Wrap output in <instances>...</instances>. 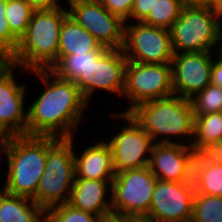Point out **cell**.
I'll return each mask as SVG.
<instances>
[{
  "label": "cell",
  "instance_id": "cell-25",
  "mask_svg": "<svg viewBox=\"0 0 222 222\" xmlns=\"http://www.w3.org/2000/svg\"><path fill=\"white\" fill-rule=\"evenodd\" d=\"M183 9L181 0H157L144 24L170 29Z\"/></svg>",
  "mask_w": 222,
  "mask_h": 222
},
{
  "label": "cell",
  "instance_id": "cell-35",
  "mask_svg": "<svg viewBox=\"0 0 222 222\" xmlns=\"http://www.w3.org/2000/svg\"><path fill=\"white\" fill-rule=\"evenodd\" d=\"M35 10L43 9H60L63 5L60 4L59 0H28ZM62 5V6H61Z\"/></svg>",
  "mask_w": 222,
  "mask_h": 222
},
{
  "label": "cell",
  "instance_id": "cell-2",
  "mask_svg": "<svg viewBox=\"0 0 222 222\" xmlns=\"http://www.w3.org/2000/svg\"><path fill=\"white\" fill-rule=\"evenodd\" d=\"M68 10H34L25 35L9 63L20 68L21 72L52 69L58 63L59 36L62 23Z\"/></svg>",
  "mask_w": 222,
  "mask_h": 222
},
{
  "label": "cell",
  "instance_id": "cell-27",
  "mask_svg": "<svg viewBox=\"0 0 222 222\" xmlns=\"http://www.w3.org/2000/svg\"><path fill=\"white\" fill-rule=\"evenodd\" d=\"M189 100L194 117L202 114L222 112V88L211 83Z\"/></svg>",
  "mask_w": 222,
  "mask_h": 222
},
{
  "label": "cell",
  "instance_id": "cell-39",
  "mask_svg": "<svg viewBox=\"0 0 222 222\" xmlns=\"http://www.w3.org/2000/svg\"><path fill=\"white\" fill-rule=\"evenodd\" d=\"M216 49H217V51L216 52L214 51V53H216L217 57L222 60V31H221V33L219 35V39H218V43H217Z\"/></svg>",
  "mask_w": 222,
  "mask_h": 222
},
{
  "label": "cell",
  "instance_id": "cell-3",
  "mask_svg": "<svg viewBox=\"0 0 222 222\" xmlns=\"http://www.w3.org/2000/svg\"><path fill=\"white\" fill-rule=\"evenodd\" d=\"M129 114L149 134L154 143H178L179 141L180 144L185 143V145L192 143L194 114L188 99L173 94L141 103Z\"/></svg>",
  "mask_w": 222,
  "mask_h": 222
},
{
  "label": "cell",
  "instance_id": "cell-28",
  "mask_svg": "<svg viewBox=\"0 0 222 222\" xmlns=\"http://www.w3.org/2000/svg\"><path fill=\"white\" fill-rule=\"evenodd\" d=\"M46 222H104L100 217L76 209L68 203L45 210Z\"/></svg>",
  "mask_w": 222,
  "mask_h": 222
},
{
  "label": "cell",
  "instance_id": "cell-40",
  "mask_svg": "<svg viewBox=\"0 0 222 222\" xmlns=\"http://www.w3.org/2000/svg\"><path fill=\"white\" fill-rule=\"evenodd\" d=\"M9 63V59L0 52V70Z\"/></svg>",
  "mask_w": 222,
  "mask_h": 222
},
{
  "label": "cell",
  "instance_id": "cell-21",
  "mask_svg": "<svg viewBox=\"0 0 222 222\" xmlns=\"http://www.w3.org/2000/svg\"><path fill=\"white\" fill-rule=\"evenodd\" d=\"M209 158L205 149L191 147L187 151L185 169L178 183L193 200L203 194L201 176Z\"/></svg>",
  "mask_w": 222,
  "mask_h": 222
},
{
  "label": "cell",
  "instance_id": "cell-15",
  "mask_svg": "<svg viewBox=\"0 0 222 222\" xmlns=\"http://www.w3.org/2000/svg\"><path fill=\"white\" fill-rule=\"evenodd\" d=\"M193 199L178 182L156 180L148 218L158 222H191Z\"/></svg>",
  "mask_w": 222,
  "mask_h": 222
},
{
  "label": "cell",
  "instance_id": "cell-5",
  "mask_svg": "<svg viewBox=\"0 0 222 222\" xmlns=\"http://www.w3.org/2000/svg\"><path fill=\"white\" fill-rule=\"evenodd\" d=\"M74 137H48L44 172L32 200L44 211L68 203L75 181Z\"/></svg>",
  "mask_w": 222,
  "mask_h": 222
},
{
  "label": "cell",
  "instance_id": "cell-10",
  "mask_svg": "<svg viewBox=\"0 0 222 222\" xmlns=\"http://www.w3.org/2000/svg\"><path fill=\"white\" fill-rule=\"evenodd\" d=\"M123 52L128 61L171 64L174 52L170 30L143 22H125Z\"/></svg>",
  "mask_w": 222,
  "mask_h": 222
},
{
  "label": "cell",
  "instance_id": "cell-37",
  "mask_svg": "<svg viewBox=\"0 0 222 222\" xmlns=\"http://www.w3.org/2000/svg\"><path fill=\"white\" fill-rule=\"evenodd\" d=\"M11 138L12 136L10 134L0 130V160H2L3 154L6 155Z\"/></svg>",
  "mask_w": 222,
  "mask_h": 222
},
{
  "label": "cell",
  "instance_id": "cell-14",
  "mask_svg": "<svg viewBox=\"0 0 222 222\" xmlns=\"http://www.w3.org/2000/svg\"><path fill=\"white\" fill-rule=\"evenodd\" d=\"M16 68L8 63L0 70V130L11 136H23L27 126V87L15 81L13 70Z\"/></svg>",
  "mask_w": 222,
  "mask_h": 222
},
{
  "label": "cell",
  "instance_id": "cell-4",
  "mask_svg": "<svg viewBox=\"0 0 222 222\" xmlns=\"http://www.w3.org/2000/svg\"><path fill=\"white\" fill-rule=\"evenodd\" d=\"M47 152L48 137L12 136L5 157L7 173L2 189L32 199L45 169Z\"/></svg>",
  "mask_w": 222,
  "mask_h": 222
},
{
  "label": "cell",
  "instance_id": "cell-16",
  "mask_svg": "<svg viewBox=\"0 0 222 222\" xmlns=\"http://www.w3.org/2000/svg\"><path fill=\"white\" fill-rule=\"evenodd\" d=\"M111 182L112 180L75 179L68 204L94 214L104 222L112 220L109 199L111 198Z\"/></svg>",
  "mask_w": 222,
  "mask_h": 222
},
{
  "label": "cell",
  "instance_id": "cell-19",
  "mask_svg": "<svg viewBox=\"0 0 222 222\" xmlns=\"http://www.w3.org/2000/svg\"><path fill=\"white\" fill-rule=\"evenodd\" d=\"M106 49L73 18L69 15L65 17L59 36L58 62L65 56L105 51Z\"/></svg>",
  "mask_w": 222,
  "mask_h": 222
},
{
  "label": "cell",
  "instance_id": "cell-13",
  "mask_svg": "<svg viewBox=\"0 0 222 222\" xmlns=\"http://www.w3.org/2000/svg\"><path fill=\"white\" fill-rule=\"evenodd\" d=\"M212 52L175 53L171 61L175 95L191 99L211 82Z\"/></svg>",
  "mask_w": 222,
  "mask_h": 222
},
{
  "label": "cell",
  "instance_id": "cell-24",
  "mask_svg": "<svg viewBox=\"0 0 222 222\" xmlns=\"http://www.w3.org/2000/svg\"><path fill=\"white\" fill-rule=\"evenodd\" d=\"M34 10L28 0H6V20L11 33L18 40L25 35Z\"/></svg>",
  "mask_w": 222,
  "mask_h": 222
},
{
  "label": "cell",
  "instance_id": "cell-30",
  "mask_svg": "<svg viewBox=\"0 0 222 222\" xmlns=\"http://www.w3.org/2000/svg\"><path fill=\"white\" fill-rule=\"evenodd\" d=\"M5 7L6 0H0V52L10 59L18 47L19 40L11 33Z\"/></svg>",
  "mask_w": 222,
  "mask_h": 222
},
{
  "label": "cell",
  "instance_id": "cell-33",
  "mask_svg": "<svg viewBox=\"0 0 222 222\" xmlns=\"http://www.w3.org/2000/svg\"><path fill=\"white\" fill-rule=\"evenodd\" d=\"M183 7L208 8L222 12L221 0H181Z\"/></svg>",
  "mask_w": 222,
  "mask_h": 222
},
{
  "label": "cell",
  "instance_id": "cell-41",
  "mask_svg": "<svg viewBox=\"0 0 222 222\" xmlns=\"http://www.w3.org/2000/svg\"><path fill=\"white\" fill-rule=\"evenodd\" d=\"M105 222H118V221L116 219H112V220L105 221Z\"/></svg>",
  "mask_w": 222,
  "mask_h": 222
},
{
  "label": "cell",
  "instance_id": "cell-32",
  "mask_svg": "<svg viewBox=\"0 0 222 222\" xmlns=\"http://www.w3.org/2000/svg\"><path fill=\"white\" fill-rule=\"evenodd\" d=\"M157 0H135L131 10V21L142 22L153 9ZM135 19V20H134Z\"/></svg>",
  "mask_w": 222,
  "mask_h": 222
},
{
  "label": "cell",
  "instance_id": "cell-12",
  "mask_svg": "<svg viewBox=\"0 0 222 222\" xmlns=\"http://www.w3.org/2000/svg\"><path fill=\"white\" fill-rule=\"evenodd\" d=\"M127 62L122 49H106L75 81L83 98L89 102L96 89L122 98Z\"/></svg>",
  "mask_w": 222,
  "mask_h": 222
},
{
  "label": "cell",
  "instance_id": "cell-1",
  "mask_svg": "<svg viewBox=\"0 0 222 222\" xmlns=\"http://www.w3.org/2000/svg\"><path fill=\"white\" fill-rule=\"evenodd\" d=\"M30 72L45 86L27 108L26 136L72 138L89 103L75 82L58 77L50 69Z\"/></svg>",
  "mask_w": 222,
  "mask_h": 222
},
{
  "label": "cell",
  "instance_id": "cell-20",
  "mask_svg": "<svg viewBox=\"0 0 222 222\" xmlns=\"http://www.w3.org/2000/svg\"><path fill=\"white\" fill-rule=\"evenodd\" d=\"M45 211L31 198L0 189V222H44Z\"/></svg>",
  "mask_w": 222,
  "mask_h": 222
},
{
  "label": "cell",
  "instance_id": "cell-31",
  "mask_svg": "<svg viewBox=\"0 0 222 222\" xmlns=\"http://www.w3.org/2000/svg\"><path fill=\"white\" fill-rule=\"evenodd\" d=\"M100 3L113 15L120 17L124 22L131 19V10L135 0H99Z\"/></svg>",
  "mask_w": 222,
  "mask_h": 222
},
{
  "label": "cell",
  "instance_id": "cell-6",
  "mask_svg": "<svg viewBox=\"0 0 222 222\" xmlns=\"http://www.w3.org/2000/svg\"><path fill=\"white\" fill-rule=\"evenodd\" d=\"M169 30L174 54L216 51L222 31V12L183 7Z\"/></svg>",
  "mask_w": 222,
  "mask_h": 222
},
{
  "label": "cell",
  "instance_id": "cell-34",
  "mask_svg": "<svg viewBox=\"0 0 222 222\" xmlns=\"http://www.w3.org/2000/svg\"><path fill=\"white\" fill-rule=\"evenodd\" d=\"M210 83L222 88V60L217 56L213 60Z\"/></svg>",
  "mask_w": 222,
  "mask_h": 222
},
{
  "label": "cell",
  "instance_id": "cell-18",
  "mask_svg": "<svg viewBox=\"0 0 222 222\" xmlns=\"http://www.w3.org/2000/svg\"><path fill=\"white\" fill-rule=\"evenodd\" d=\"M190 148L191 145L180 143H154L148 165L150 171L157 180L178 182Z\"/></svg>",
  "mask_w": 222,
  "mask_h": 222
},
{
  "label": "cell",
  "instance_id": "cell-11",
  "mask_svg": "<svg viewBox=\"0 0 222 222\" xmlns=\"http://www.w3.org/2000/svg\"><path fill=\"white\" fill-rule=\"evenodd\" d=\"M68 15L107 49H123L125 22L99 0H67Z\"/></svg>",
  "mask_w": 222,
  "mask_h": 222
},
{
  "label": "cell",
  "instance_id": "cell-36",
  "mask_svg": "<svg viewBox=\"0 0 222 222\" xmlns=\"http://www.w3.org/2000/svg\"><path fill=\"white\" fill-rule=\"evenodd\" d=\"M210 159L222 165V140L208 149Z\"/></svg>",
  "mask_w": 222,
  "mask_h": 222
},
{
  "label": "cell",
  "instance_id": "cell-38",
  "mask_svg": "<svg viewBox=\"0 0 222 222\" xmlns=\"http://www.w3.org/2000/svg\"><path fill=\"white\" fill-rule=\"evenodd\" d=\"M118 222H158L157 220L148 218L146 216L139 217H123L117 220Z\"/></svg>",
  "mask_w": 222,
  "mask_h": 222
},
{
  "label": "cell",
  "instance_id": "cell-8",
  "mask_svg": "<svg viewBox=\"0 0 222 222\" xmlns=\"http://www.w3.org/2000/svg\"><path fill=\"white\" fill-rule=\"evenodd\" d=\"M174 94L171 64H150L128 61L122 98L129 107L121 113H129L137 105Z\"/></svg>",
  "mask_w": 222,
  "mask_h": 222
},
{
  "label": "cell",
  "instance_id": "cell-22",
  "mask_svg": "<svg viewBox=\"0 0 222 222\" xmlns=\"http://www.w3.org/2000/svg\"><path fill=\"white\" fill-rule=\"evenodd\" d=\"M222 140V112L194 117V137L191 147L208 150Z\"/></svg>",
  "mask_w": 222,
  "mask_h": 222
},
{
  "label": "cell",
  "instance_id": "cell-29",
  "mask_svg": "<svg viewBox=\"0 0 222 222\" xmlns=\"http://www.w3.org/2000/svg\"><path fill=\"white\" fill-rule=\"evenodd\" d=\"M202 192L222 197V165L209 158L202 172Z\"/></svg>",
  "mask_w": 222,
  "mask_h": 222
},
{
  "label": "cell",
  "instance_id": "cell-17",
  "mask_svg": "<svg viewBox=\"0 0 222 222\" xmlns=\"http://www.w3.org/2000/svg\"><path fill=\"white\" fill-rule=\"evenodd\" d=\"M82 150L80 156L74 151L75 179H114L112 152L105 139L97 140Z\"/></svg>",
  "mask_w": 222,
  "mask_h": 222
},
{
  "label": "cell",
  "instance_id": "cell-7",
  "mask_svg": "<svg viewBox=\"0 0 222 222\" xmlns=\"http://www.w3.org/2000/svg\"><path fill=\"white\" fill-rule=\"evenodd\" d=\"M156 180L148 166L115 173L110 198L113 219L147 217Z\"/></svg>",
  "mask_w": 222,
  "mask_h": 222
},
{
  "label": "cell",
  "instance_id": "cell-9",
  "mask_svg": "<svg viewBox=\"0 0 222 222\" xmlns=\"http://www.w3.org/2000/svg\"><path fill=\"white\" fill-rule=\"evenodd\" d=\"M112 115L126 122L121 129L118 126L119 131L112 132L113 138L106 139L111 148L115 173L148 166L154 144L149 134L129 113L115 112Z\"/></svg>",
  "mask_w": 222,
  "mask_h": 222
},
{
  "label": "cell",
  "instance_id": "cell-26",
  "mask_svg": "<svg viewBox=\"0 0 222 222\" xmlns=\"http://www.w3.org/2000/svg\"><path fill=\"white\" fill-rule=\"evenodd\" d=\"M191 222H222V197L202 194L194 199Z\"/></svg>",
  "mask_w": 222,
  "mask_h": 222
},
{
  "label": "cell",
  "instance_id": "cell-23",
  "mask_svg": "<svg viewBox=\"0 0 222 222\" xmlns=\"http://www.w3.org/2000/svg\"><path fill=\"white\" fill-rule=\"evenodd\" d=\"M104 51H93L86 54H76L63 57L51 71L58 77L75 82L81 73H85L92 61H95Z\"/></svg>",
  "mask_w": 222,
  "mask_h": 222
}]
</instances>
